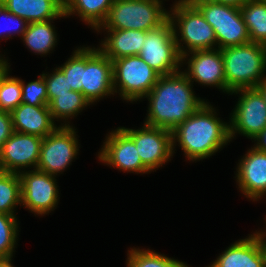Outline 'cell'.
I'll return each mask as SVG.
<instances>
[{
	"label": "cell",
	"mask_w": 266,
	"mask_h": 267,
	"mask_svg": "<svg viewBox=\"0 0 266 267\" xmlns=\"http://www.w3.org/2000/svg\"><path fill=\"white\" fill-rule=\"evenodd\" d=\"M16 215L0 213V258L13 257L19 235Z\"/></svg>",
	"instance_id": "obj_28"
},
{
	"label": "cell",
	"mask_w": 266,
	"mask_h": 267,
	"mask_svg": "<svg viewBox=\"0 0 266 267\" xmlns=\"http://www.w3.org/2000/svg\"><path fill=\"white\" fill-rule=\"evenodd\" d=\"M90 105L81 92L72 90L63 94H54V100L48 106L54 121H62L61 126H70L69 120L74 119Z\"/></svg>",
	"instance_id": "obj_24"
},
{
	"label": "cell",
	"mask_w": 266,
	"mask_h": 267,
	"mask_svg": "<svg viewBox=\"0 0 266 267\" xmlns=\"http://www.w3.org/2000/svg\"><path fill=\"white\" fill-rule=\"evenodd\" d=\"M167 1V0H165ZM163 0H115L106 20L96 30L149 31L163 25L169 19V10Z\"/></svg>",
	"instance_id": "obj_5"
},
{
	"label": "cell",
	"mask_w": 266,
	"mask_h": 267,
	"mask_svg": "<svg viewBox=\"0 0 266 267\" xmlns=\"http://www.w3.org/2000/svg\"><path fill=\"white\" fill-rule=\"evenodd\" d=\"M22 103L32 106H48L47 88L43 75H38L35 81L25 84L21 79Z\"/></svg>",
	"instance_id": "obj_31"
},
{
	"label": "cell",
	"mask_w": 266,
	"mask_h": 267,
	"mask_svg": "<svg viewBox=\"0 0 266 267\" xmlns=\"http://www.w3.org/2000/svg\"><path fill=\"white\" fill-rule=\"evenodd\" d=\"M0 4L28 23L66 18L64 0H0Z\"/></svg>",
	"instance_id": "obj_20"
},
{
	"label": "cell",
	"mask_w": 266,
	"mask_h": 267,
	"mask_svg": "<svg viewBox=\"0 0 266 267\" xmlns=\"http://www.w3.org/2000/svg\"><path fill=\"white\" fill-rule=\"evenodd\" d=\"M3 22V23H2ZM28 22L24 19L10 13L2 4H0V40L11 39L16 34L22 38L26 31Z\"/></svg>",
	"instance_id": "obj_32"
},
{
	"label": "cell",
	"mask_w": 266,
	"mask_h": 267,
	"mask_svg": "<svg viewBox=\"0 0 266 267\" xmlns=\"http://www.w3.org/2000/svg\"><path fill=\"white\" fill-rule=\"evenodd\" d=\"M263 95L266 102V80H264L259 86L256 87Z\"/></svg>",
	"instance_id": "obj_39"
},
{
	"label": "cell",
	"mask_w": 266,
	"mask_h": 267,
	"mask_svg": "<svg viewBox=\"0 0 266 267\" xmlns=\"http://www.w3.org/2000/svg\"><path fill=\"white\" fill-rule=\"evenodd\" d=\"M188 1L201 12L205 20L213 27L218 49L251 42L240 8L207 0Z\"/></svg>",
	"instance_id": "obj_6"
},
{
	"label": "cell",
	"mask_w": 266,
	"mask_h": 267,
	"mask_svg": "<svg viewBox=\"0 0 266 267\" xmlns=\"http://www.w3.org/2000/svg\"><path fill=\"white\" fill-rule=\"evenodd\" d=\"M13 129L16 132L44 138L58 126L53 120L49 106H32L21 103L11 112Z\"/></svg>",
	"instance_id": "obj_19"
},
{
	"label": "cell",
	"mask_w": 266,
	"mask_h": 267,
	"mask_svg": "<svg viewBox=\"0 0 266 267\" xmlns=\"http://www.w3.org/2000/svg\"><path fill=\"white\" fill-rule=\"evenodd\" d=\"M182 70L159 76L144 97L149 101L144 124L172 132L207 101L194 94L193 83Z\"/></svg>",
	"instance_id": "obj_1"
},
{
	"label": "cell",
	"mask_w": 266,
	"mask_h": 267,
	"mask_svg": "<svg viewBox=\"0 0 266 267\" xmlns=\"http://www.w3.org/2000/svg\"><path fill=\"white\" fill-rule=\"evenodd\" d=\"M72 55L68 60L62 64L58 65V68L67 77L68 86L72 88L73 91H78L82 93L83 84V46L78 47L73 50Z\"/></svg>",
	"instance_id": "obj_30"
},
{
	"label": "cell",
	"mask_w": 266,
	"mask_h": 267,
	"mask_svg": "<svg viewBox=\"0 0 266 267\" xmlns=\"http://www.w3.org/2000/svg\"><path fill=\"white\" fill-rule=\"evenodd\" d=\"M139 56L160 76L180 71L182 56L169 19L163 25L146 32Z\"/></svg>",
	"instance_id": "obj_8"
},
{
	"label": "cell",
	"mask_w": 266,
	"mask_h": 267,
	"mask_svg": "<svg viewBox=\"0 0 266 267\" xmlns=\"http://www.w3.org/2000/svg\"><path fill=\"white\" fill-rule=\"evenodd\" d=\"M169 21L181 56L193 51L217 48L213 27L190 1L175 0L169 10Z\"/></svg>",
	"instance_id": "obj_4"
},
{
	"label": "cell",
	"mask_w": 266,
	"mask_h": 267,
	"mask_svg": "<svg viewBox=\"0 0 266 267\" xmlns=\"http://www.w3.org/2000/svg\"><path fill=\"white\" fill-rule=\"evenodd\" d=\"M108 133L98 152L100 162L127 173H151L142 164L134 141L120 127Z\"/></svg>",
	"instance_id": "obj_15"
},
{
	"label": "cell",
	"mask_w": 266,
	"mask_h": 267,
	"mask_svg": "<svg viewBox=\"0 0 266 267\" xmlns=\"http://www.w3.org/2000/svg\"><path fill=\"white\" fill-rule=\"evenodd\" d=\"M254 145L259 151L266 152V129L254 140Z\"/></svg>",
	"instance_id": "obj_36"
},
{
	"label": "cell",
	"mask_w": 266,
	"mask_h": 267,
	"mask_svg": "<svg viewBox=\"0 0 266 267\" xmlns=\"http://www.w3.org/2000/svg\"><path fill=\"white\" fill-rule=\"evenodd\" d=\"M216 108L206 101L172 131V150L181 147L186 160L196 162L216 154L230 143L229 122L217 117ZM177 144V145H176Z\"/></svg>",
	"instance_id": "obj_2"
},
{
	"label": "cell",
	"mask_w": 266,
	"mask_h": 267,
	"mask_svg": "<svg viewBox=\"0 0 266 267\" xmlns=\"http://www.w3.org/2000/svg\"><path fill=\"white\" fill-rule=\"evenodd\" d=\"M52 19L44 22L28 23L21 40L27 49L35 55L47 56L57 46V32Z\"/></svg>",
	"instance_id": "obj_23"
},
{
	"label": "cell",
	"mask_w": 266,
	"mask_h": 267,
	"mask_svg": "<svg viewBox=\"0 0 266 267\" xmlns=\"http://www.w3.org/2000/svg\"><path fill=\"white\" fill-rule=\"evenodd\" d=\"M135 143L142 164L150 171L156 172L171 161L172 132L146 124L139 129L120 127Z\"/></svg>",
	"instance_id": "obj_13"
},
{
	"label": "cell",
	"mask_w": 266,
	"mask_h": 267,
	"mask_svg": "<svg viewBox=\"0 0 266 267\" xmlns=\"http://www.w3.org/2000/svg\"><path fill=\"white\" fill-rule=\"evenodd\" d=\"M13 123L10 112L0 110V149L13 134Z\"/></svg>",
	"instance_id": "obj_34"
},
{
	"label": "cell",
	"mask_w": 266,
	"mask_h": 267,
	"mask_svg": "<svg viewBox=\"0 0 266 267\" xmlns=\"http://www.w3.org/2000/svg\"><path fill=\"white\" fill-rule=\"evenodd\" d=\"M21 208V181L18 173L0 172V213L16 215Z\"/></svg>",
	"instance_id": "obj_27"
},
{
	"label": "cell",
	"mask_w": 266,
	"mask_h": 267,
	"mask_svg": "<svg viewBox=\"0 0 266 267\" xmlns=\"http://www.w3.org/2000/svg\"><path fill=\"white\" fill-rule=\"evenodd\" d=\"M226 94L239 89L256 88L266 80V45L248 44L221 49Z\"/></svg>",
	"instance_id": "obj_3"
},
{
	"label": "cell",
	"mask_w": 266,
	"mask_h": 267,
	"mask_svg": "<svg viewBox=\"0 0 266 267\" xmlns=\"http://www.w3.org/2000/svg\"><path fill=\"white\" fill-rule=\"evenodd\" d=\"M21 103V78L12 77L9 72L0 84V110L11 113Z\"/></svg>",
	"instance_id": "obj_29"
},
{
	"label": "cell",
	"mask_w": 266,
	"mask_h": 267,
	"mask_svg": "<svg viewBox=\"0 0 266 267\" xmlns=\"http://www.w3.org/2000/svg\"><path fill=\"white\" fill-rule=\"evenodd\" d=\"M0 54V84L5 76L10 72V63H8V59L6 57H2Z\"/></svg>",
	"instance_id": "obj_35"
},
{
	"label": "cell",
	"mask_w": 266,
	"mask_h": 267,
	"mask_svg": "<svg viewBox=\"0 0 266 267\" xmlns=\"http://www.w3.org/2000/svg\"><path fill=\"white\" fill-rule=\"evenodd\" d=\"M42 75L46 83L48 105L54 100V94L72 91L68 86L67 77L58 67H55L52 73L42 72Z\"/></svg>",
	"instance_id": "obj_33"
},
{
	"label": "cell",
	"mask_w": 266,
	"mask_h": 267,
	"mask_svg": "<svg viewBox=\"0 0 266 267\" xmlns=\"http://www.w3.org/2000/svg\"><path fill=\"white\" fill-rule=\"evenodd\" d=\"M239 97L230 113V137L236 134L255 140L266 129V102L257 88L239 89L229 95Z\"/></svg>",
	"instance_id": "obj_9"
},
{
	"label": "cell",
	"mask_w": 266,
	"mask_h": 267,
	"mask_svg": "<svg viewBox=\"0 0 266 267\" xmlns=\"http://www.w3.org/2000/svg\"><path fill=\"white\" fill-rule=\"evenodd\" d=\"M75 126L59 125L44 137L36 169L58 176L64 172L79 153L80 144Z\"/></svg>",
	"instance_id": "obj_10"
},
{
	"label": "cell",
	"mask_w": 266,
	"mask_h": 267,
	"mask_svg": "<svg viewBox=\"0 0 266 267\" xmlns=\"http://www.w3.org/2000/svg\"><path fill=\"white\" fill-rule=\"evenodd\" d=\"M240 10L250 41L266 45V0H247Z\"/></svg>",
	"instance_id": "obj_25"
},
{
	"label": "cell",
	"mask_w": 266,
	"mask_h": 267,
	"mask_svg": "<svg viewBox=\"0 0 266 267\" xmlns=\"http://www.w3.org/2000/svg\"><path fill=\"white\" fill-rule=\"evenodd\" d=\"M13 257L0 258V267H14L12 264Z\"/></svg>",
	"instance_id": "obj_38"
},
{
	"label": "cell",
	"mask_w": 266,
	"mask_h": 267,
	"mask_svg": "<svg viewBox=\"0 0 266 267\" xmlns=\"http://www.w3.org/2000/svg\"><path fill=\"white\" fill-rule=\"evenodd\" d=\"M42 140L39 136L14 131L0 149L1 171L19 174L36 169Z\"/></svg>",
	"instance_id": "obj_16"
},
{
	"label": "cell",
	"mask_w": 266,
	"mask_h": 267,
	"mask_svg": "<svg viewBox=\"0 0 266 267\" xmlns=\"http://www.w3.org/2000/svg\"><path fill=\"white\" fill-rule=\"evenodd\" d=\"M126 267H188L186 263L157 253L155 250L132 247L128 250Z\"/></svg>",
	"instance_id": "obj_26"
},
{
	"label": "cell",
	"mask_w": 266,
	"mask_h": 267,
	"mask_svg": "<svg viewBox=\"0 0 266 267\" xmlns=\"http://www.w3.org/2000/svg\"><path fill=\"white\" fill-rule=\"evenodd\" d=\"M115 0H64L65 17L80 18L92 30H97L106 20Z\"/></svg>",
	"instance_id": "obj_22"
},
{
	"label": "cell",
	"mask_w": 266,
	"mask_h": 267,
	"mask_svg": "<svg viewBox=\"0 0 266 267\" xmlns=\"http://www.w3.org/2000/svg\"><path fill=\"white\" fill-rule=\"evenodd\" d=\"M182 67L187 68L182 72L194 84L210 86L226 93V80L224 74V62L221 49H207L193 51L182 55Z\"/></svg>",
	"instance_id": "obj_14"
},
{
	"label": "cell",
	"mask_w": 266,
	"mask_h": 267,
	"mask_svg": "<svg viewBox=\"0 0 266 267\" xmlns=\"http://www.w3.org/2000/svg\"><path fill=\"white\" fill-rule=\"evenodd\" d=\"M112 63L114 93L126 102L142 101L160 76L139 55L121 57Z\"/></svg>",
	"instance_id": "obj_7"
},
{
	"label": "cell",
	"mask_w": 266,
	"mask_h": 267,
	"mask_svg": "<svg viewBox=\"0 0 266 267\" xmlns=\"http://www.w3.org/2000/svg\"><path fill=\"white\" fill-rule=\"evenodd\" d=\"M106 31V32H105ZM107 33L101 39L99 50L111 60L125 56L139 55L146 32L142 30H103ZM103 40V41H102Z\"/></svg>",
	"instance_id": "obj_21"
},
{
	"label": "cell",
	"mask_w": 266,
	"mask_h": 267,
	"mask_svg": "<svg viewBox=\"0 0 266 267\" xmlns=\"http://www.w3.org/2000/svg\"><path fill=\"white\" fill-rule=\"evenodd\" d=\"M207 1L231 5L240 8L246 3L247 0H207Z\"/></svg>",
	"instance_id": "obj_37"
},
{
	"label": "cell",
	"mask_w": 266,
	"mask_h": 267,
	"mask_svg": "<svg viewBox=\"0 0 266 267\" xmlns=\"http://www.w3.org/2000/svg\"><path fill=\"white\" fill-rule=\"evenodd\" d=\"M208 267H266V240L261 231L227 247Z\"/></svg>",
	"instance_id": "obj_17"
},
{
	"label": "cell",
	"mask_w": 266,
	"mask_h": 267,
	"mask_svg": "<svg viewBox=\"0 0 266 267\" xmlns=\"http://www.w3.org/2000/svg\"><path fill=\"white\" fill-rule=\"evenodd\" d=\"M82 94L91 105L104 97L115 96L112 60L98 47L83 46Z\"/></svg>",
	"instance_id": "obj_12"
},
{
	"label": "cell",
	"mask_w": 266,
	"mask_h": 267,
	"mask_svg": "<svg viewBox=\"0 0 266 267\" xmlns=\"http://www.w3.org/2000/svg\"><path fill=\"white\" fill-rule=\"evenodd\" d=\"M238 161L235 174L238 189L251 201L261 200L266 196V152L252 146Z\"/></svg>",
	"instance_id": "obj_18"
},
{
	"label": "cell",
	"mask_w": 266,
	"mask_h": 267,
	"mask_svg": "<svg viewBox=\"0 0 266 267\" xmlns=\"http://www.w3.org/2000/svg\"><path fill=\"white\" fill-rule=\"evenodd\" d=\"M21 181V205L34 215L45 216L59 203L57 176L37 169L19 173Z\"/></svg>",
	"instance_id": "obj_11"
}]
</instances>
